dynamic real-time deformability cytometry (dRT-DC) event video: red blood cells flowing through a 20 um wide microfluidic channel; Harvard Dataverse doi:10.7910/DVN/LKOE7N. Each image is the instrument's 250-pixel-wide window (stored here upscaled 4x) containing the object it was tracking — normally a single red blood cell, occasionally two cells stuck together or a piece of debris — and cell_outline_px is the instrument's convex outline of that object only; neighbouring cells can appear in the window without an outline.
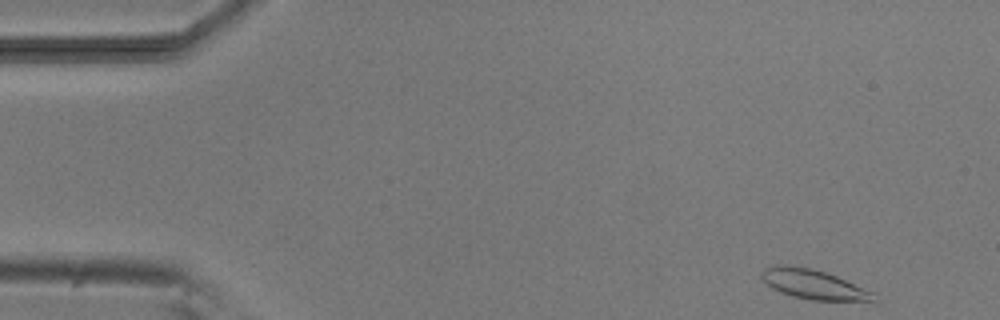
{"species": "common noctule bat (a hibernating species)", "species_latin": "Nyctalus noctula", "temperature_condition": "room temperature", "stored_images_in_passage": 50, "camera_frame_rate_fps": 3000, "um_per_image_px": 0.085, "animal": {"sex": "male", "body_mass_g": 20.5, "forearm_length_mm": 52.5}, "frame": {"image": 1, "passage_image": 1, "time_ms": 0.0, "image_size_px": [1000, 320], "cell_outline_px": [[876, 300], [812, 300], [792, 296], [780, 292], [772, 288], [760, 276], [760, 272], [764, 268], [780, 264], [784, 264], [812, 268], [836, 276], [876, 292]], "centroid_in_image_um": [69.13, 24.15], "position_along_channel_um": 15.9, "area_um2": 19.25}}
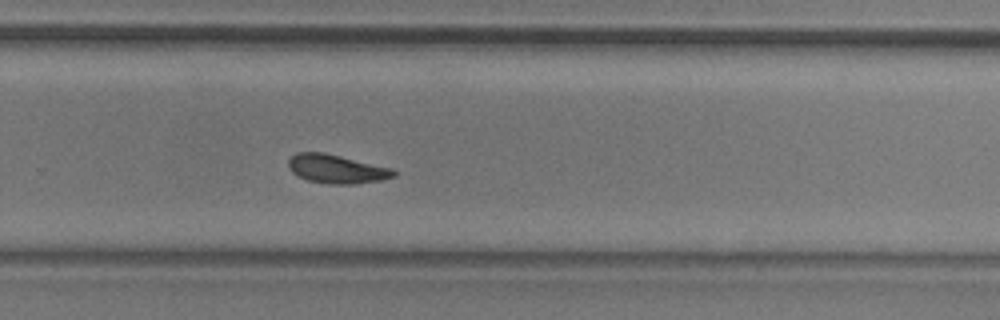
{"frame": {"image": 2, "passage_image": 32, "time_ms": 10.333, "image_size_px": [1000, 320], "cell_outline_px": [[396, 176], [380, 180], [356, 184], [328, 184], [308, 180], [292, 172], [288, 168], [288, 160], [296, 152], [324, 152], [392, 168], [396, 172]], "centroid_in_image_um": [28.6, 14.36], "position_along_channel_um": 301.2, "area_um2": 17.63}}
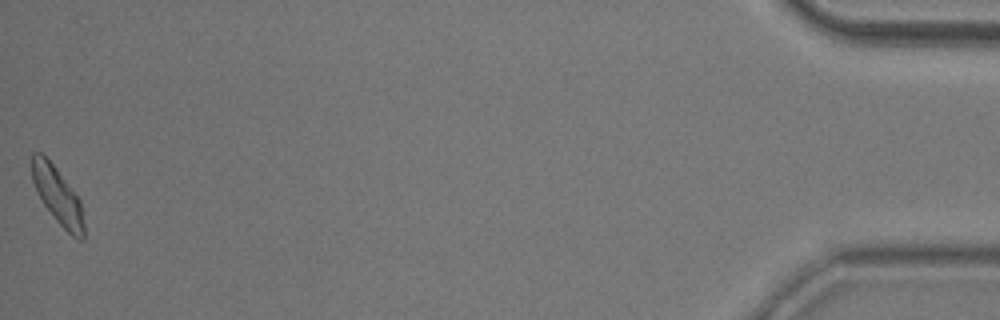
{"frame": {"image": 3, "passage_image": 50, "time_ms": 16.333, "image_size_px": [1000, 320], "cell_outline_px": [[84, 240], [80, 240], [72, 236], [56, 220], [44, 204], [32, 180], [32, 152], [40, 152], [56, 168], [80, 200], [84, 224]], "centroid_in_image_um": [4.91, 16.65], "position_along_channel_um": 430.3, "area_um2": 16.76}, "authors_computed_cell_mechanics": {"area_um2": 17.6001, "velocity_mm_per_s": 3.778, "shape_relaxation_time_tau1_ms": 4.0365, "shape_relaxation_time_tau2_ms": 8.3322, "deformation_change_tau1": 0.1149, "deformation_change_tau2": 0.1504}}